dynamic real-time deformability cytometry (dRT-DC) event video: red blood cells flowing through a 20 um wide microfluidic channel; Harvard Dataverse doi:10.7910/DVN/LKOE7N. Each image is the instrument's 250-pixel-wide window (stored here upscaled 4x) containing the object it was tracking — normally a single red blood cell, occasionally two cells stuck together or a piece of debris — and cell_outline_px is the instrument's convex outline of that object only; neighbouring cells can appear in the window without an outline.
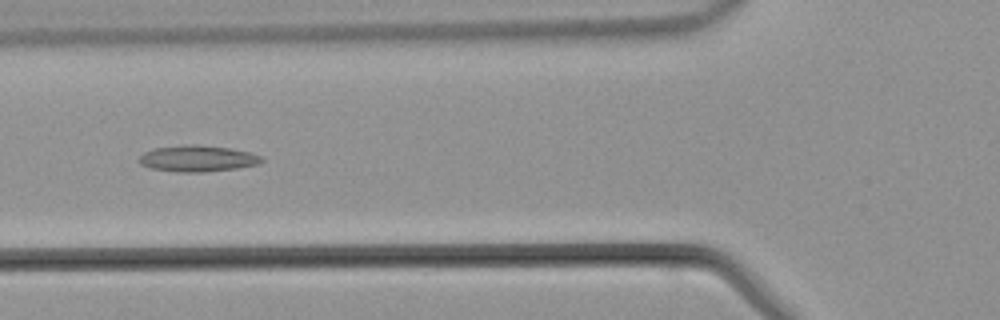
{"species": "common noctule bat (a hibernating species)", "species_latin": "Nyctalus noctula", "temperature_condition": "warm", "stored_images_in_passage": 45, "camera_frame_rate_fps": 3000, "um_per_image_px": 0.085, "animal": {"sex": "male", "body_mass_g": 21.5, "forearm_length_mm": 52.0}, "frame": {"image": 1, "passage_image": 16, "time_ms": 5.0, "image_size_px": [1000, 320], "cell_outline_px": [[264, 160], [260, 164], [236, 168], [204, 172], [176, 172], [152, 168], [140, 164], [136, 160], [144, 152], [152, 148], [188, 144], [200, 144], [232, 148], [248, 152], [260, 156]], "centroid_in_image_um": [16.77, 13.46], "position_along_channel_um": 109.0, "area_um2": 18.96}}
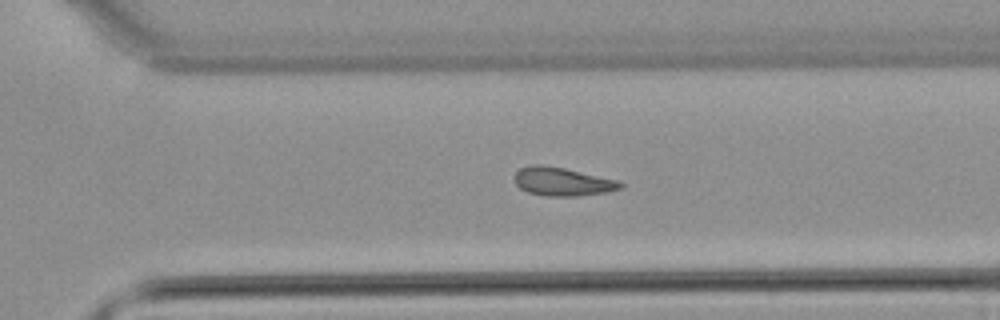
{"frame": {"image": 2, "passage_image": 30, "time_ms": 9.667, "image_size_px": [1000, 320], "cell_outline_px": [[624, 188], [608, 192], [576, 196], [548, 196], [528, 192], [520, 188], [516, 184], [516, 172], [520, 168], [528, 164], [544, 164], [564, 168], [620, 180], [624, 184]], "centroid_in_image_um": [47.85, 15.43], "position_along_channel_um": 322.7, "area_um2": 17.74}}
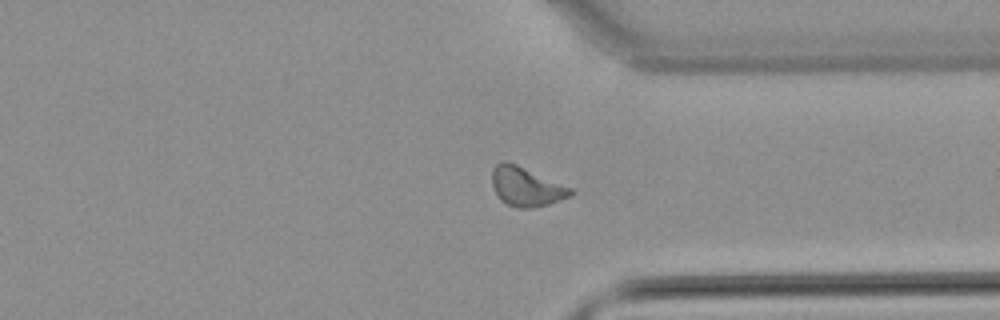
{"frame": {"image": 3, "passage_image": 33, "time_ms": 10.667, "image_size_px": [1000, 320], "cell_outline_px": [[576, 192], [572, 196], [548, 204], [532, 208], [520, 208], [508, 204], [500, 200], [492, 184], [492, 168], [500, 160], [504, 160], [516, 164], [572, 188]], "centroid_in_image_um": [44.73, 15.86], "position_along_channel_um": 366.7, "area_um2": 17.92}}